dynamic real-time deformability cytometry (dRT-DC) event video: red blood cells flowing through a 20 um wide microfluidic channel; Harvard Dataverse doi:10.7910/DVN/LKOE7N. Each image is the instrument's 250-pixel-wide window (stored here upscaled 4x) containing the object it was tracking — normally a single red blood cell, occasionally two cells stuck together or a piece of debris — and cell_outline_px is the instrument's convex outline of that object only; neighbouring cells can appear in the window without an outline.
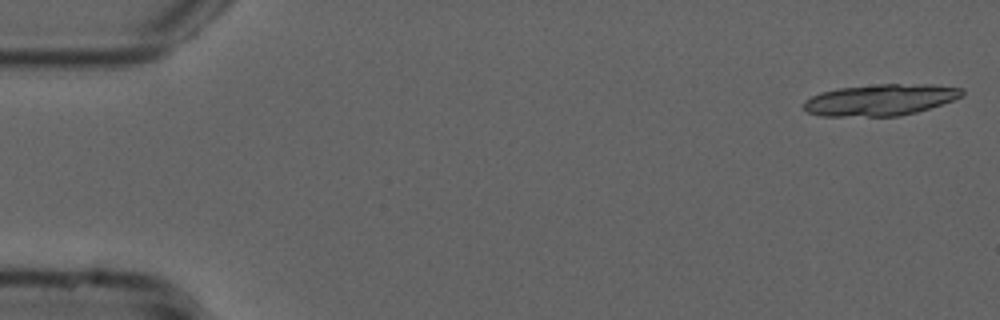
{"species": "common noctule bat (a hibernating species)", "species_latin": "Nyctalus noctula", "temperature_condition": "cold", "stored_images_in_passage": 17, "camera_frame_rate_fps": 3000, "um_per_image_px": 0.085, "animal": {"sex": "male", "forearm_length_mm": 52.5}, "frame": {"image": 1, "passage_image": 1, "time_ms": 0.0, "image_size_px": [1000, 320], "cell_outline_px": [[964, 96], [916, 112], [900, 116], [820, 116], [808, 112], [804, 108], [804, 100], [820, 92], [836, 88], [880, 84], [932, 84], [964, 88]], "centroid_in_image_um": [74.83, 8.48], "position_along_channel_um": 10.2, "area_um2": 29.07}}